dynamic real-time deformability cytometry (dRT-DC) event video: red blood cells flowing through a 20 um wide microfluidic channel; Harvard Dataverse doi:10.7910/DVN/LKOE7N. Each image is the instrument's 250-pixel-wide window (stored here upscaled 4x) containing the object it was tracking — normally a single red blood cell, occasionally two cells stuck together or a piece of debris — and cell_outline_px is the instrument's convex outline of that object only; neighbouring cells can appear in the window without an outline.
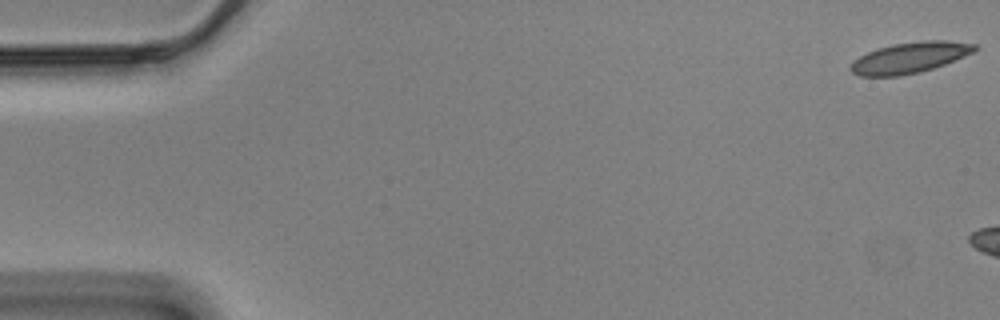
{"species": "Egyptian fruit bat (a non-hibernating species)", "species_latin": "Rousettus aegyptiacus", "temperature_condition": "cold", "stored_images_in_passage": 6, "camera_frame_rate_fps": 3000, "um_per_image_px": 0.085, "animal": {"sex": "male"}, "frame": {"image": 1, "passage_image": 1, "time_ms": 0.0, "image_size_px": [1000, 320], "cell_outline_px": [[980, 48], [972, 52], [944, 64], [920, 72], [900, 76], [860, 76], [852, 72], [848, 68], [852, 60], [868, 52], [892, 44], [920, 40], [948, 40], [976, 44]], "centroid_in_image_um": [77.31, 4.89], "position_along_channel_um": 7.7, "area_um2": 22.31}}